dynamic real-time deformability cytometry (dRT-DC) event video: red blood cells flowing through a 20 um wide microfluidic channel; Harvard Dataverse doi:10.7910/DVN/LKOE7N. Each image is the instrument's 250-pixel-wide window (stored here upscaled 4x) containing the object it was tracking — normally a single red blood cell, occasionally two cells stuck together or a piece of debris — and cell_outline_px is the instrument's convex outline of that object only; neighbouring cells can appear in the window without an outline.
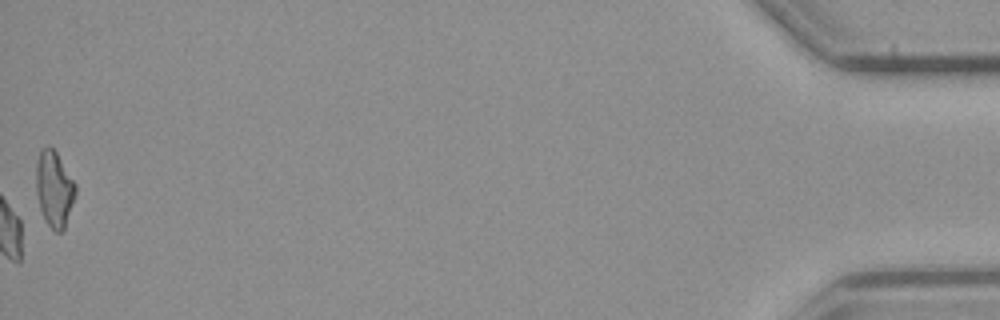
{"species": "common noctule bat (a hibernating species)", "species_latin": "Nyctalus noctula", "temperature_condition": "cold", "stored_images_in_passage": 54, "camera_frame_rate_fps": 3000, "um_per_image_px": 0.085, "animal": {"sex": "male", "body_mass_g": 23.1, "forearm_length_mm": 52.7}, "frame": {"image": 1, "passage_image": 54, "time_ms": 17.667, "image_size_px": [1000, 320], "cell_outline_px": [[76, 196], [64, 228], [60, 232], [56, 232], [44, 220], [40, 208], [36, 192], [36, 164], [40, 148], [48, 144], [56, 152], [76, 184]], "centroid_in_image_um": [4.6, 16.03], "position_along_channel_um": 430.6, "area_um2": 17.51}, "authors_computed_cell_mechanics": {"area_um2": 18.1492, "velocity_mm_per_s": 3.8178, "shape_relaxation_time_tau1_ms": 9.7615, "shape_relaxation_time_tau2_ms": null, "deformation_change_tau1": 0.158, "deformation_change_tau2": null}}